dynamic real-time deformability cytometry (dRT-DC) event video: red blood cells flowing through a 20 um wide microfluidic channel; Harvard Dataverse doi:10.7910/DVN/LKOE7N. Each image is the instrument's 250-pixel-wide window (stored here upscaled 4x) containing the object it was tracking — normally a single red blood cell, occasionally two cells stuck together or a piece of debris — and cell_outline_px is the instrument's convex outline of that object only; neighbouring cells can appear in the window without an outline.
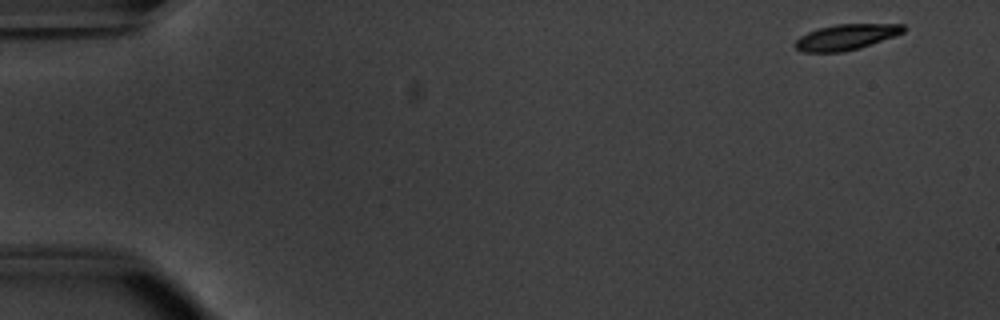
{"species": "common noctule bat (a hibernating species)", "species_latin": "Nyctalus noctula", "temperature_condition": "warm", "stored_images_in_passage": 52, "camera_frame_rate_fps": 3000, "um_per_image_px": 0.085, "animal": {"sex": "male", "body_mass_g": 20.1, "forearm_length_mm": 53.5}, "frame": {"image": 1, "passage_image": 1, "time_ms": 0.0, "image_size_px": [1000, 320], "cell_outline_px": [[908, 28], [904, 32], [860, 48], [840, 52], [804, 52], [796, 48], [792, 44], [800, 36], [808, 32], [820, 28], [836, 24], [904, 24]], "centroid_in_image_um": [71.92, 3.14], "position_along_channel_um": 13.1, "area_um2": 16.13}}
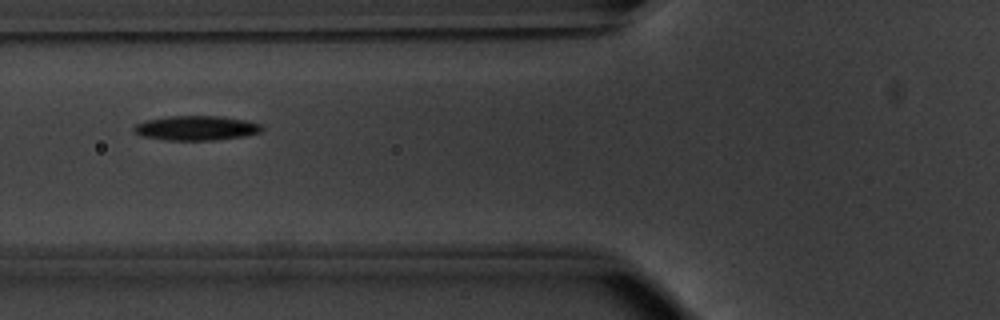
{"frame": {"image": 2, "passage_image": 19, "time_ms": 6.0, "image_size_px": [1000, 320], "cell_outline_px": [[264, 128], [260, 132], [244, 136], [216, 140], [164, 140], [140, 136], [132, 132], [132, 128], [136, 124], [144, 120], [168, 116], [220, 116], [248, 120], [260, 124]], "centroid_in_image_um": [16.64, 10.88], "position_along_channel_um": 109.2, "area_um2": 18.61}}
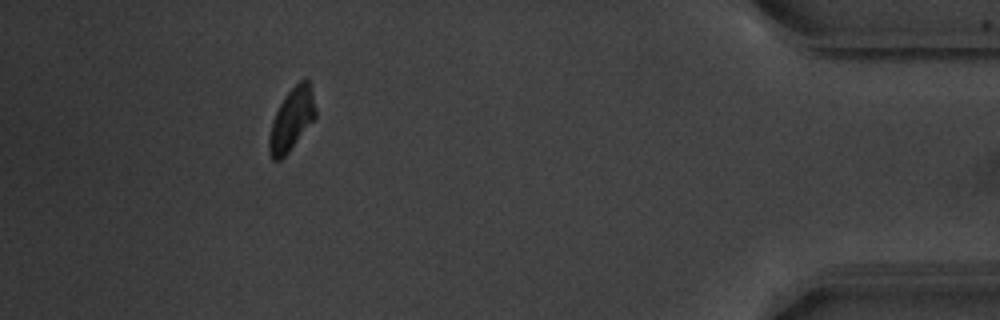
{"frame": {"image": 3, "passage_image": 47, "time_ms": 15.333, "image_size_px": [1000, 320], "cell_outline_px": [[316, 116], [288, 152], [280, 160], [272, 160], [268, 148], [268, 136], [272, 120], [284, 96], [300, 80], [308, 80], [312, 88], [316, 108]], "centroid_in_image_um": [24.78, 10.14], "position_along_channel_um": 410.4, "area_um2": 16.7}, "authors_computed_cell_mechanics": {"area_um2": 17.1377, "velocity_mm_per_s": 3.7805, "shape_relaxation_time_tau1_ms": 1.6071, "shape_relaxation_time_tau2_ms": null, "deformation_change_tau1": 0.1307, "deformation_change_tau2": null}}